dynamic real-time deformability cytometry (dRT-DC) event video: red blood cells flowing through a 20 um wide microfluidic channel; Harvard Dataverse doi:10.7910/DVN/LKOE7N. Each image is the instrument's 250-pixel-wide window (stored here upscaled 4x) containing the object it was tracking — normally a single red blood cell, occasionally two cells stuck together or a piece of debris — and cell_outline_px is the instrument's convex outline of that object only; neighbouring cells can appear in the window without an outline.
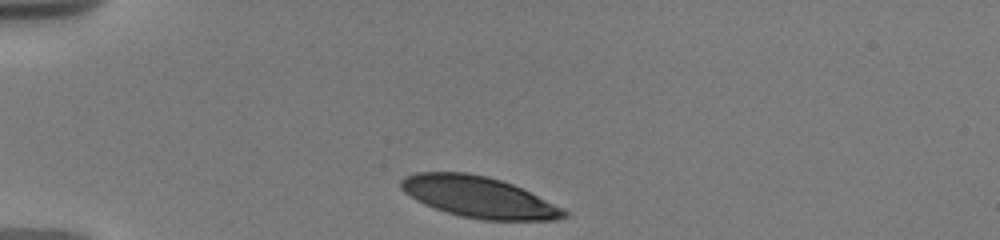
{"species": "human", "species_latin": "Homo sapiens", "temperature_condition": "warm", "stored_images_in_passage": 33, "camera_frame_rate_fps": 3000, "um_per_image_px": 0.085, "donor": {"sex": "male"}, "frame": {"image": 1, "passage_image": 1, "time_ms": 0.0, "image_size_px": [1000, 240], "cell_outline_px": [[568, 216], [556, 220], [484, 220], [460, 216], [424, 204], [416, 200], [404, 192], [400, 188], [400, 180], [404, 176], [416, 172], [468, 172], [488, 176], [512, 184], [564, 208], [568, 212]], "centroid_in_image_um": [40.68, 16.74], "position_along_channel_um": 44.3, "area_um2": 39.02}}
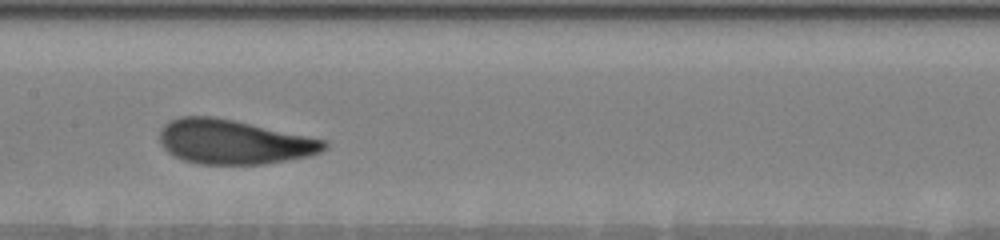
{"frame": {"image": 2, "passage_image": 15, "time_ms": 5.0, "image_size_px": [1000, 240], "cell_outline_px": [[328, 144], [320, 152], [308, 156], [264, 164], [200, 164], [184, 160], [172, 156], [160, 144], [160, 128], [168, 120], [180, 116], [216, 116], [328, 140]], "centroid_in_image_um": [19.83, 12.05], "position_along_channel_um": 187.6, "area_um2": 42.89}}
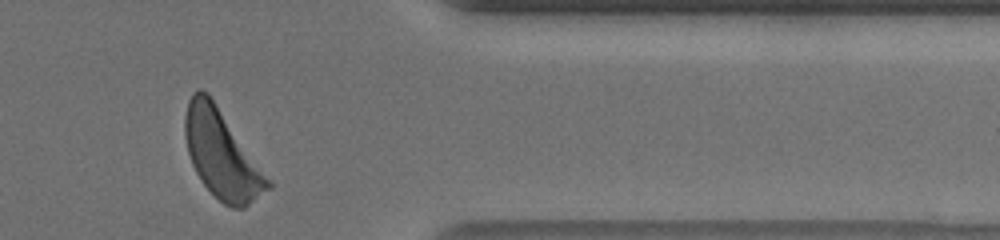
{"frame": {"image": 3, "passage_image": 32, "time_ms": 11.0, "image_size_px": [1000, 240], "cell_outline_px": [[272, 188], [244, 208], [232, 208], [224, 204], [204, 184], [196, 172], [192, 164], [188, 152], [184, 136], [184, 116], [188, 100], [192, 92], [200, 88], [208, 92], [272, 180]], "centroid_in_image_um": [18.86, 13.1], "position_along_channel_um": 392.5, "area_um2": 42.71}, "authors_computed_cell_mechanics": {"area_um2": 42.2518, "velocity_mm_per_s": 3.615, "shape_relaxation_time_tau1_ms": 3.0006, "shape_relaxation_time_tau2_ms": 1.5766, "deformation_change_tau1": 0.1383, "deformation_change_tau2": 0.077}}